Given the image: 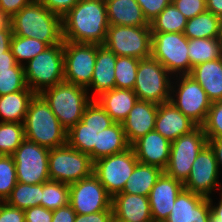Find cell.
Listing matches in <instances>:
<instances>
[{
  "label": "cell",
  "mask_w": 222,
  "mask_h": 222,
  "mask_svg": "<svg viewBox=\"0 0 222 222\" xmlns=\"http://www.w3.org/2000/svg\"><path fill=\"white\" fill-rule=\"evenodd\" d=\"M159 105L149 101L137 100L128 117L122 122L125 137L131 146L136 140L155 128Z\"/></svg>",
  "instance_id": "obj_21"
},
{
  "label": "cell",
  "mask_w": 222,
  "mask_h": 222,
  "mask_svg": "<svg viewBox=\"0 0 222 222\" xmlns=\"http://www.w3.org/2000/svg\"><path fill=\"white\" fill-rule=\"evenodd\" d=\"M176 77L177 86L171 85L170 102L185 116L201 126L205 122L212 102L208 99L202 86L190 75Z\"/></svg>",
  "instance_id": "obj_11"
},
{
  "label": "cell",
  "mask_w": 222,
  "mask_h": 222,
  "mask_svg": "<svg viewBox=\"0 0 222 222\" xmlns=\"http://www.w3.org/2000/svg\"><path fill=\"white\" fill-rule=\"evenodd\" d=\"M49 151L50 149L25 139L12 154L17 182L36 185L49 181Z\"/></svg>",
  "instance_id": "obj_12"
},
{
  "label": "cell",
  "mask_w": 222,
  "mask_h": 222,
  "mask_svg": "<svg viewBox=\"0 0 222 222\" xmlns=\"http://www.w3.org/2000/svg\"><path fill=\"white\" fill-rule=\"evenodd\" d=\"M187 19L173 3L166 6L162 12L150 22L151 32L184 33Z\"/></svg>",
  "instance_id": "obj_34"
},
{
  "label": "cell",
  "mask_w": 222,
  "mask_h": 222,
  "mask_svg": "<svg viewBox=\"0 0 222 222\" xmlns=\"http://www.w3.org/2000/svg\"><path fill=\"white\" fill-rule=\"evenodd\" d=\"M63 40L103 45L109 27L105 0H80L62 17Z\"/></svg>",
  "instance_id": "obj_1"
},
{
  "label": "cell",
  "mask_w": 222,
  "mask_h": 222,
  "mask_svg": "<svg viewBox=\"0 0 222 222\" xmlns=\"http://www.w3.org/2000/svg\"><path fill=\"white\" fill-rule=\"evenodd\" d=\"M68 204L69 184L52 180L42 183V207L53 211Z\"/></svg>",
  "instance_id": "obj_35"
},
{
  "label": "cell",
  "mask_w": 222,
  "mask_h": 222,
  "mask_svg": "<svg viewBox=\"0 0 222 222\" xmlns=\"http://www.w3.org/2000/svg\"><path fill=\"white\" fill-rule=\"evenodd\" d=\"M49 177L52 181L71 184L93 174L94 162L88 154L68 144L49 151Z\"/></svg>",
  "instance_id": "obj_8"
},
{
  "label": "cell",
  "mask_w": 222,
  "mask_h": 222,
  "mask_svg": "<svg viewBox=\"0 0 222 222\" xmlns=\"http://www.w3.org/2000/svg\"><path fill=\"white\" fill-rule=\"evenodd\" d=\"M9 23L7 17L3 14L2 10L0 9V27Z\"/></svg>",
  "instance_id": "obj_56"
},
{
  "label": "cell",
  "mask_w": 222,
  "mask_h": 222,
  "mask_svg": "<svg viewBox=\"0 0 222 222\" xmlns=\"http://www.w3.org/2000/svg\"><path fill=\"white\" fill-rule=\"evenodd\" d=\"M74 222H113V210H105L84 215L77 214Z\"/></svg>",
  "instance_id": "obj_49"
},
{
  "label": "cell",
  "mask_w": 222,
  "mask_h": 222,
  "mask_svg": "<svg viewBox=\"0 0 222 222\" xmlns=\"http://www.w3.org/2000/svg\"><path fill=\"white\" fill-rule=\"evenodd\" d=\"M208 145L214 151L215 158L218 164L219 172L222 166V138H207Z\"/></svg>",
  "instance_id": "obj_53"
},
{
  "label": "cell",
  "mask_w": 222,
  "mask_h": 222,
  "mask_svg": "<svg viewBox=\"0 0 222 222\" xmlns=\"http://www.w3.org/2000/svg\"><path fill=\"white\" fill-rule=\"evenodd\" d=\"M95 100L115 122L122 123L138 98L131 89L114 88L102 93Z\"/></svg>",
  "instance_id": "obj_26"
},
{
  "label": "cell",
  "mask_w": 222,
  "mask_h": 222,
  "mask_svg": "<svg viewBox=\"0 0 222 222\" xmlns=\"http://www.w3.org/2000/svg\"><path fill=\"white\" fill-rule=\"evenodd\" d=\"M42 183L25 184L17 182L6 203L12 207L25 210L30 207L41 205Z\"/></svg>",
  "instance_id": "obj_33"
},
{
  "label": "cell",
  "mask_w": 222,
  "mask_h": 222,
  "mask_svg": "<svg viewBox=\"0 0 222 222\" xmlns=\"http://www.w3.org/2000/svg\"><path fill=\"white\" fill-rule=\"evenodd\" d=\"M221 18L210 11H205L187 20L184 35L188 39L219 38Z\"/></svg>",
  "instance_id": "obj_31"
},
{
  "label": "cell",
  "mask_w": 222,
  "mask_h": 222,
  "mask_svg": "<svg viewBox=\"0 0 222 222\" xmlns=\"http://www.w3.org/2000/svg\"><path fill=\"white\" fill-rule=\"evenodd\" d=\"M201 127L207 138H222V100L211 103Z\"/></svg>",
  "instance_id": "obj_42"
},
{
  "label": "cell",
  "mask_w": 222,
  "mask_h": 222,
  "mask_svg": "<svg viewBox=\"0 0 222 222\" xmlns=\"http://www.w3.org/2000/svg\"><path fill=\"white\" fill-rule=\"evenodd\" d=\"M113 222H153L148 196L117 193L112 197Z\"/></svg>",
  "instance_id": "obj_20"
},
{
  "label": "cell",
  "mask_w": 222,
  "mask_h": 222,
  "mask_svg": "<svg viewBox=\"0 0 222 222\" xmlns=\"http://www.w3.org/2000/svg\"><path fill=\"white\" fill-rule=\"evenodd\" d=\"M184 188L183 183L164 172L157 179L149 194L153 222H164L174 206L177 195Z\"/></svg>",
  "instance_id": "obj_18"
},
{
  "label": "cell",
  "mask_w": 222,
  "mask_h": 222,
  "mask_svg": "<svg viewBox=\"0 0 222 222\" xmlns=\"http://www.w3.org/2000/svg\"><path fill=\"white\" fill-rule=\"evenodd\" d=\"M117 55L106 48L104 45H98L96 63L90 86L87 88L94 91L91 97L95 100L102 93L115 88V65Z\"/></svg>",
  "instance_id": "obj_23"
},
{
  "label": "cell",
  "mask_w": 222,
  "mask_h": 222,
  "mask_svg": "<svg viewBox=\"0 0 222 222\" xmlns=\"http://www.w3.org/2000/svg\"><path fill=\"white\" fill-rule=\"evenodd\" d=\"M207 144L208 140L201 126L172 141L164 173L184 183L196 157Z\"/></svg>",
  "instance_id": "obj_10"
},
{
  "label": "cell",
  "mask_w": 222,
  "mask_h": 222,
  "mask_svg": "<svg viewBox=\"0 0 222 222\" xmlns=\"http://www.w3.org/2000/svg\"><path fill=\"white\" fill-rule=\"evenodd\" d=\"M52 13L63 17L80 0H39Z\"/></svg>",
  "instance_id": "obj_47"
},
{
  "label": "cell",
  "mask_w": 222,
  "mask_h": 222,
  "mask_svg": "<svg viewBox=\"0 0 222 222\" xmlns=\"http://www.w3.org/2000/svg\"><path fill=\"white\" fill-rule=\"evenodd\" d=\"M24 140L23 123L0 121V155L12 156Z\"/></svg>",
  "instance_id": "obj_37"
},
{
  "label": "cell",
  "mask_w": 222,
  "mask_h": 222,
  "mask_svg": "<svg viewBox=\"0 0 222 222\" xmlns=\"http://www.w3.org/2000/svg\"><path fill=\"white\" fill-rule=\"evenodd\" d=\"M76 215L71 205L68 204L53 210L52 222H74Z\"/></svg>",
  "instance_id": "obj_50"
},
{
  "label": "cell",
  "mask_w": 222,
  "mask_h": 222,
  "mask_svg": "<svg viewBox=\"0 0 222 222\" xmlns=\"http://www.w3.org/2000/svg\"><path fill=\"white\" fill-rule=\"evenodd\" d=\"M9 23L13 35L34 38L48 46L62 43V17L52 13L39 0H33L15 14Z\"/></svg>",
  "instance_id": "obj_2"
},
{
  "label": "cell",
  "mask_w": 222,
  "mask_h": 222,
  "mask_svg": "<svg viewBox=\"0 0 222 222\" xmlns=\"http://www.w3.org/2000/svg\"><path fill=\"white\" fill-rule=\"evenodd\" d=\"M109 25L150 26L136 0H105Z\"/></svg>",
  "instance_id": "obj_24"
},
{
  "label": "cell",
  "mask_w": 222,
  "mask_h": 222,
  "mask_svg": "<svg viewBox=\"0 0 222 222\" xmlns=\"http://www.w3.org/2000/svg\"><path fill=\"white\" fill-rule=\"evenodd\" d=\"M187 20L206 11V0H172Z\"/></svg>",
  "instance_id": "obj_43"
},
{
  "label": "cell",
  "mask_w": 222,
  "mask_h": 222,
  "mask_svg": "<svg viewBox=\"0 0 222 222\" xmlns=\"http://www.w3.org/2000/svg\"><path fill=\"white\" fill-rule=\"evenodd\" d=\"M0 222H25V212L6 202H0Z\"/></svg>",
  "instance_id": "obj_46"
},
{
  "label": "cell",
  "mask_w": 222,
  "mask_h": 222,
  "mask_svg": "<svg viewBox=\"0 0 222 222\" xmlns=\"http://www.w3.org/2000/svg\"><path fill=\"white\" fill-rule=\"evenodd\" d=\"M23 67L27 86L36 94L63 82V42L47 47Z\"/></svg>",
  "instance_id": "obj_5"
},
{
  "label": "cell",
  "mask_w": 222,
  "mask_h": 222,
  "mask_svg": "<svg viewBox=\"0 0 222 222\" xmlns=\"http://www.w3.org/2000/svg\"><path fill=\"white\" fill-rule=\"evenodd\" d=\"M88 94L86 88L63 81L44 90L40 95L68 131L81 120L85 107L92 101Z\"/></svg>",
  "instance_id": "obj_4"
},
{
  "label": "cell",
  "mask_w": 222,
  "mask_h": 222,
  "mask_svg": "<svg viewBox=\"0 0 222 222\" xmlns=\"http://www.w3.org/2000/svg\"><path fill=\"white\" fill-rule=\"evenodd\" d=\"M99 129H93L81 120L67 131V144L72 148L88 154L94 162V145Z\"/></svg>",
  "instance_id": "obj_32"
},
{
  "label": "cell",
  "mask_w": 222,
  "mask_h": 222,
  "mask_svg": "<svg viewBox=\"0 0 222 222\" xmlns=\"http://www.w3.org/2000/svg\"><path fill=\"white\" fill-rule=\"evenodd\" d=\"M138 160L130 146L127 150L98 159L93 174L113 197L123 191Z\"/></svg>",
  "instance_id": "obj_14"
},
{
  "label": "cell",
  "mask_w": 222,
  "mask_h": 222,
  "mask_svg": "<svg viewBox=\"0 0 222 222\" xmlns=\"http://www.w3.org/2000/svg\"><path fill=\"white\" fill-rule=\"evenodd\" d=\"M138 162L165 170L171 142L155 130L148 132L131 145Z\"/></svg>",
  "instance_id": "obj_19"
},
{
  "label": "cell",
  "mask_w": 222,
  "mask_h": 222,
  "mask_svg": "<svg viewBox=\"0 0 222 222\" xmlns=\"http://www.w3.org/2000/svg\"><path fill=\"white\" fill-rule=\"evenodd\" d=\"M140 59L117 56L115 65V88L134 89Z\"/></svg>",
  "instance_id": "obj_38"
},
{
  "label": "cell",
  "mask_w": 222,
  "mask_h": 222,
  "mask_svg": "<svg viewBox=\"0 0 222 222\" xmlns=\"http://www.w3.org/2000/svg\"><path fill=\"white\" fill-rule=\"evenodd\" d=\"M103 45L117 56L149 58L152 45L151 27L109 25Z\"/></svg>",
  "instance_id": "obj_9"
},
{
  "label": "cell",
  "mask_w": 222,
  "mask_h": 222,
  "mask_svg": "<svg viewBox=\"0 0 222 222\" xmlns=\"http://www.w3.org/2000/svg\"><path fill=\"white\" fill-rule=\"evenodd\" d=\"M13 66H23L17 63L11 49L0 54V72L11 71Z\"/></svg>",
  "instance_id": "obj_52"
},
{
  "label": "cell",
  "mask_w": 222,
  "mask_h": 222,
  "mask_svg": "<svg viewBox=\"0 0 222 222\" xmlns=\"http://www.w3.org/2000/svg\"><path fill=\"white\" fill-rule=\"evenodd\" d=\"M13 32L10 23L0 27V54L10 49Z\"/></svg>",
  "instance_id": "obj_51"
},
{
  "label": "cell",
  "mask_w": 222,
  "mask_h": 222,
  "mask_svg": "<svg viewBox=\"0 0 222 222\" xmlns=\"http://www.w3.org/2000/svg\"><path fill=\"white\" fill-rule=\"evenodd\" d=\"M170 77V78H169ZM167 69L156 59H140L133 91L138 100L160 105L170 101L171 79Z\"/></svg>",
  "instance_id": "obj_6"
},
{
  "label": "cell",
  "mask_w": 222,
  "mask_h": 222,
  "mask_svg": "<svg viewBox=\"0 0 222 222\" xmlns=\"http://www.w3.org/2000/svg\"><path fill=\"white\" fill-rule=\"evenodd\" d=\"M142 9L144 17L150 23L162 10L172 3V0H136Z\"/></svg>",
  "instance_id": "obj_44"
},
{
  "label": "cell",
  "mask_w": 222,
  "mask_h": 222,
  "mask_svg": "<svg viewBox=\"0 0 222 222\" xmlns=\"http://www.w3.org/2000/svg\"><path fill=\"white\" fill-rule=\"evenodd\" d=\"M219 39L222 42V18L220 20V35H219Z\"/></svg>",
  "instance_id": "obj_57"
},
{
  "label": "cell",
  "mask_w": 222,
  "mask_h": 222,
  "mask_svg": "<svg viewBox=\"0 0 222 222\" xmlns=\"http://www.w3.org/2000/svg\"><path fill=\"white\" fill-rule=\"evenodd\" d=\"M23 66H13L11 71L0 72V96L26 89Z\"/></svg>",
  "instance_id": "obj_41"
},
{
  "label": "cell",
  "mask_w": 222,
  "mask_h": 222,
  "mask_svg": "<svg viewBox=\"0 0 222 222\" xmlns=\"http://www.w3.org/2000/svg\"><path fill=\"white\" fill-rule=\"evenodd\" d=\"M23 124L25 139L29 141L48 149L67 144V130L40 94L31 100Z\"/></svg>",
  "instance_id": "obj_3"
},
{
  "label": "cell",
  "mask_w": 222,
  "mask_h": 222,
  "mask_svg": "<svg viewBox=\"0 0 222 222\" xmlns=\"http://www.w3.org/2000/svg\"><path fill=\"white\" fill-rule=\"evenodd\" d=\"M197 126L170 101L159 105L154 130L170 142L191 132Z\"/></svg>",
  "instance_id": "obj_22"
},
{
  "label": "cell",
  "mask_w": 222,
  "mask_h": 222,
  "mask_svg": "<svg viewBox=\"0 0 222 222\" xmlns=\"http://www.w3.org/2000/svg\"><path fill=\"white\" fill-rule=\"evenodd\" d=\"M190 72L198 64L222 57V42L219 38L188 39Z\"/></svg>",
  "instance_id": "obj_30"
},
{
  "label": "cell",
  "mask_w": 222,
  "mask_h": 222,
  "mask_svg": "<svg viewBox=\"0 0 222 222\" xmlns=\"http://www.w3.org/2000/svg\"><path fill=\"white\" fill-rule=\"evenodd\" d=\"M17 184L16 167L12 156L0 155V202H5Z\"/></svg>",
  "instance_id": "obj_39"
},
{
  "label": "cell",
  "mask_w": 222,
  "mask_h": 222,
  "mask_svg": "<svg viewBox=\"0 0 222 222\" xmlns=\"http://www.w3.org/2000/svg\"><path fill=\"white\" fill-rule=\"evenodd\" d=\"M219 169L214 151L207 144L196 157L187 180L183 183L184 189L195 194L210 198L213 191L222 190L219 183ZM215 189V190H214Z\"/></svg>",
  "instance_id": "obj_16"
},
{
  "label": "cell",
  "mask_w": 222,
  "mask_h": 222,
  "mask_svg": "<svg viewBox=\"0 0 222 222\" xmlns=\"http://www.w3.org/2000/svg\"><path fill=\"white\" fill-rule=\"evenodd\" d=\"M24 212L25 222H52L53 211L41 205L27 208Z\"/></svg>",
  "instance_id": "obj_45"
},
{
  "label": "cell",
  "mask_w": 222,
  "mask_h": 222,
  "mask_svg": "<svg viewBox=\"0 0 222 222\" xmlns=\"http://www.w3.org/2000/svg\"><path fill=\"white\" fill-rule=\"evenodd\" d=\"M129 147L122 123L115 122L97 133L94 145V162L100 158L123 152Z\"/></svg>",
  "instance_id": "obj_28"
},
{
  "label": "cell",
  "mask_w": 222,
  "mask_h": 222,
  "mask_svg": "<svg viewBox=\"0 0 222 222\" xmlns=\"http://www.w3.org/2000/svg\"><path fill=\"white\" fill-rule=\"evenodd\" d=\"M221 196L219 203L213 206V201L210 200L211 214L209 222H222V192L219 194Z\"/></svg>",
  "instance_id": "obj_54"
},
{
  "label": "cell",
  "mask_w": 222,
  "mask_h": 222,
  "mask_svg": "<svg viewBox=\"0 0 222 222\" xmlns=\"http://www.w3.org/2000/svg\"><path fill=\"white\" fill-rule=\"evenodd\" d=\"M151 57L175 77L190 74L188 38L184 33L152 32Z\"/></svg>",
  "instance_id": "obj_7"
},
{
  "label": "cell",
  "mask_w": 222,
  "mask_h": 222,
  "mask_svg": "<svg viewBox=\"0 0 222 222\" xmlns=\"http://www.w3.org/2000/svg\"><path fill=\"white\" fill-rule=\"evenodd\" d=\"M189 75L202 86L211 102L222 100V57L196 65Z\"/></svg>",
  "instance_id": "obj_25"
},
{
  "label": "cell",
  "mask_w": 222,
  "mask_h": 222,
  "mask_svg": "<svg viewBox=\"0 0 222 222\" xmlns=\"http://www.w3.org/2000/svg\"><path fill=\"white\" fill-rule=\"evenodd\" d=\"M47 47L46 43L34 38L21 37L12 35L10 49L16 61L20 65H24L39 53L43 52ZM23 60L25 61L23 63Z\"/></svg>",
  "instance_id": "obj_36"
},
{
  "label": "cell",
  "mask_w": 222,
  "mask_h": 222,
  "mask_svg": "<svg viewBox=\"0 0 222 222\" xmlns=\"http://www.w3.org/2000/svg\"><path fill=\"white\" fill-rule=\"evenodd\" d=\"M206 10L222 18V0H206Z\"/></svg>",
  "instance_id": "obj_55"
},
{
  "label": "cell",
  "mask_w": 222,
  "mask_h": 222,
  "mask_svg": "<svg viewBox=\"0 0 222 222\" xmlns=\"http://www.w3.org/2000/svg\"><path fill=\"white\" fill-rule=\"evenodd\" d=\"M210 214L209 198L183 188L164 222H209Z\"/></svg>",
  "instance_id": "obj_17"
},
{
  "label": "cell",
  "mask_w": 222,
  "mask_h": 222,
  "mask_svg": "<svg viewBox=\"0 0 222 222\" xmlns=\"http://www.w3.org/2000/svg\"><path fill=\"white\" fill-rule=\"evenodd\" d=\"M36 93L27 87L24 90L0 96L1 122L24 123L29 104Z\"/></svg>",
  "instance_id": "obj_27"
},
{
  "label": "cell",
  "mask_w": 222,
  "mask_h": 222,
  "mask_svg": "<svg viewBox=\"0 0 222 222\" xmlns=\"http://www.w3.org/2000/svg\"><path fill=\"white\" fill-rule=\"evenodd\" d=\"M32 1L33 0H0V9L9 20Z\"/></svg>",
  "instance_id": "obj_48"
},
{
  "label": "cell",
  "mask_w": 222,
  "mask_h": 222,
  "mask_svg": "<svg viewBox=\"0 0 222 222\" xmlns=\"http://www.w3.org/2000/svg\"><path fill=\"white\" fill-rule=\"evenodd\" d=\"M81 121L90 128L99 129L100 132L115 123L96 100H92L85 107Z\"/></svg>",
  "instance_id": "obj_40"
},
{
  "label": "cell",
  "mask_w": 222,
  "mask_h": 222,
  "mask_svg": "<svg viewBox=\"0 0 222 222\" xmlns=\"http://www.w3.org/2000/svg\"><path fill=\"white\" fill-rule=\"evenodd\" d=\"M98 44L63 41L64 81L88 88L94 73Z\"/></svg>",
  "instance_id": "obj_13"
},
{
  "label": "cell",
  "mask_w": 222,
  "mask_h": 222,
  "mask_svg": "<svg viewBox=\"0 0 222 222\" xmlns=\"http://www.w3.org/2000/svg\"><path fill=\"white\" fill-rule=\"evenodd\" d=\"M163 172L158 167L137 162L133 173L120 193L149 196L151 189Z\"/></svg>",
  "instance_id": "obj_29"
},
{
  "label": "cell",
  "mask_w": 222,
  "mask_h": 222,
  "mask_svg": "<svg viewBox=\"0 0 222 222\" xmlns=\"http://www.w3.org/2000/svg\"><path fill=\"white\" fill-rule=\"evenodd\" d=\"M69 204L76 214H91L112 209V196L91 176L69 184Z\"/></svg>",
  "instance_id": "obj_15"
}]
</instances>
